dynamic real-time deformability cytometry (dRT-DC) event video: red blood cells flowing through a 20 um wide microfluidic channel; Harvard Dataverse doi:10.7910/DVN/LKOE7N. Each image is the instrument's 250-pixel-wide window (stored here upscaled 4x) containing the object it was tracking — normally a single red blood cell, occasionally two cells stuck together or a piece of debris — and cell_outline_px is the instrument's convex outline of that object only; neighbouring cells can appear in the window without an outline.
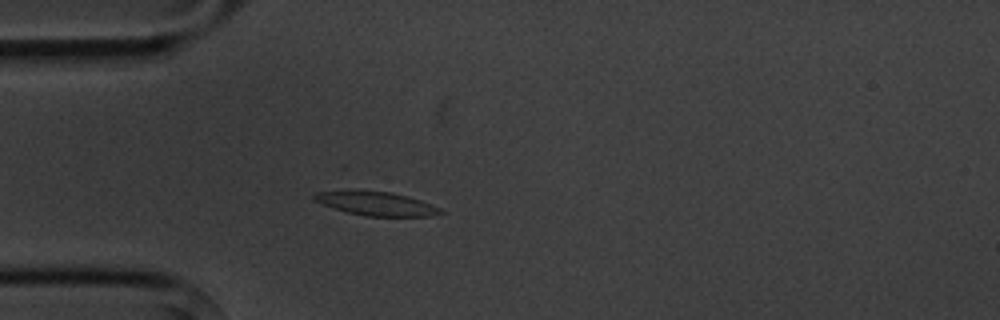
{"species": "common noctule bat (a hibernating species)", "species_latin": "Nyctalus noctula", "temperature_condition": "cold", "stored_images_in_passage": 3, "camera_frame_rate_fps": 3000, "um_per_image_px": 0.085, "animal": {"sex": "male", "body_mass_g": 20.1, "forearm_length_mm": 53.5}, "frame": {"image": 1, "passage_image": 3, "time_ms": 3.333, "image_size_px": [1000, 320], "cell_outline_px": [[444, 212], [432, 216], [364, 216], [348, 212], [312, 200], [312, 196], [316, 192], [348, 188], [360, 188], [392, 192], [408, 196], [420, 200], [440, 208]], "centroid_in_image_um": [31.91, 17.25], "position_along_channel_um": 53.1, "area_um2": 18.09}}